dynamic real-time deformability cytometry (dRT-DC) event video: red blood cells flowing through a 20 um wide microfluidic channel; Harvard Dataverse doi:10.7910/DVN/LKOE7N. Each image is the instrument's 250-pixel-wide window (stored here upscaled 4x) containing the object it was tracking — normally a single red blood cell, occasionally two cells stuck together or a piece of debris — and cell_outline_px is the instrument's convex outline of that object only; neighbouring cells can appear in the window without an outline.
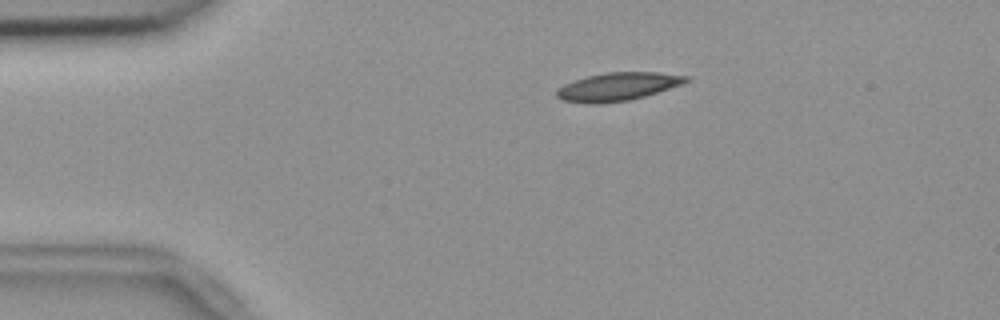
{"species": "common noctule bat (a hibernating species)", "species_latin": "Nyctalus noctula", "temperature_condition": "room temperature", "stored_images_in_passage": 43, "camera_frame_rate_fps": 3000, "um_per_image_px": 0.085, "animal": {"sex": "female", "body_mass_g": 18.4}, "frame": {"image": 1, "passage_image": 1, "time_ms": 0.0, "image_size_px": [1000, 320], "cell_outline_px": [[692, 80], [644, 96], [628, 100], [600, 104], [592, 104], [560, 100], [556, 96], [556, 92], [564, 84], [588, 76], [604, 72], [656, 72], [692, 76]], "centroid_in_image_um": [52.52, 7.36], "position_along_channel_um": 32.5, "area_um2": 21.1}}
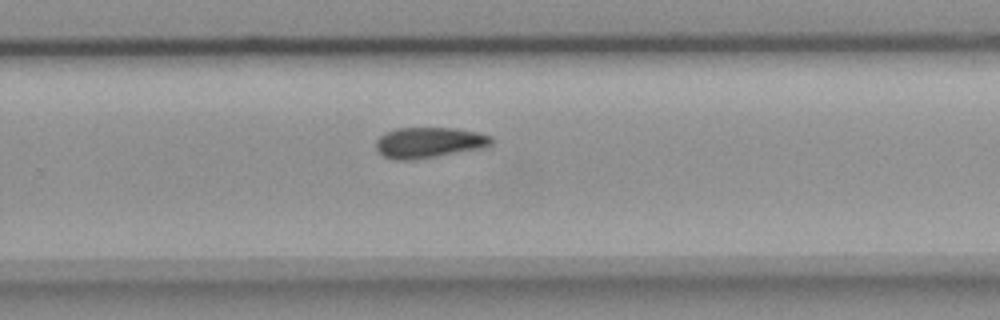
{"frame": {"image": 2, "passage_image": 25, "time_ms": 8.0, "image_size_px": [1000, 320], "cell_outline_px": [[492, 144], [484, 148], [412, 160], [392, 160], [384, 156], [376, 148], [376, 140], [384, 132], [396, 128], [452, 128], [476, 132], [492, 136]], "centroid_in_image_um": [36.44, 12.12], "position_along_channel_um": 293.4, "area_um2": 20.63}}
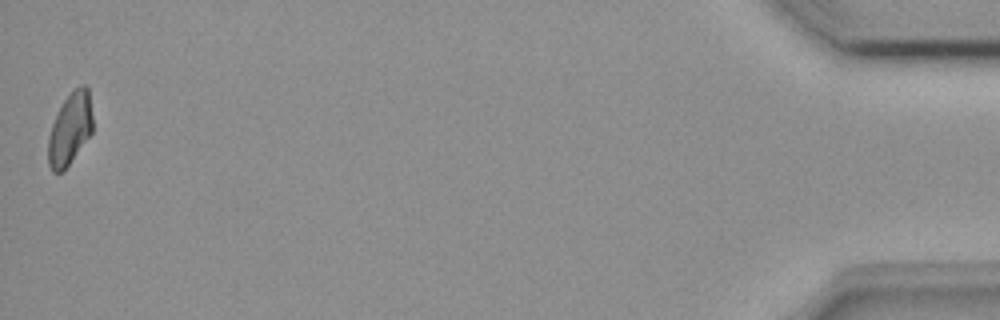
{"frame": {"image": 3, "passage_image": 43, "time_ms": 14.0, "image_size_px": [1000, 320], "cell_outline_px": [[92, 132], [64, 172], [52, 172], [48, 164], [48, 136], [52, 124], [64, 100], [80, 84], [84, 84], [88, 88], [92, 116]], "centroid_in_image_um": [5.94, 11.0], "position_along_channel_um": 429.3, "area_um2": 18.55}, "authors_computed_cell_mechanics": {"area_um2": 20.519, "velocity_mm_per_s": 3.831, "shape_relaxation_time_tau1_ms": 9.2691, "shape_relaxation_time_tau2_ms": null, "deformation_change_tau1": 0.1917, "deformation_change_tau2": null}}